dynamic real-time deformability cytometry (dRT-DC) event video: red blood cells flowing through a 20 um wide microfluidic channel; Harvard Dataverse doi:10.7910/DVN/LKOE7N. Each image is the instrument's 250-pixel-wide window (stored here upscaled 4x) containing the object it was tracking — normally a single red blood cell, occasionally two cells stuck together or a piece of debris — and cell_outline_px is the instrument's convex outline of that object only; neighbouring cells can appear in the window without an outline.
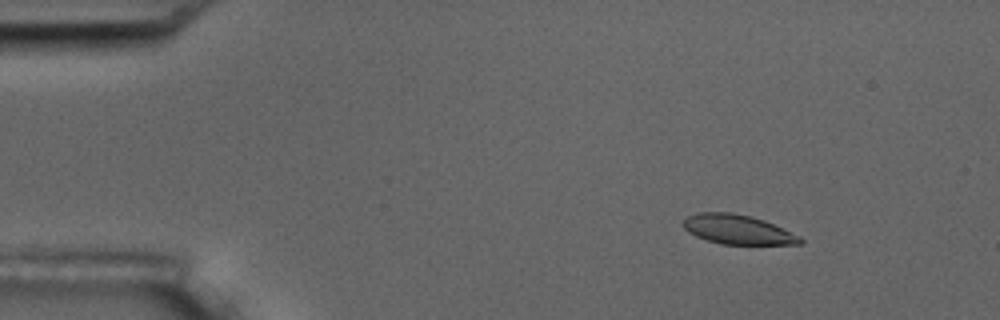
{"species": "common noctule bat (a hibernating species)", "species_latin": "Nyctalus noctula", "temperature_condition": "room temperature", "stored_images_in_passage": 7, "camera_frame_rate_fps": 3000, "um_per_image_px": 0.085, "animal": {"sex": "male", "body_mass_g": 17.5, "forearm_length_mm": 52.3}, "frame": {"image": 1, "passage_image": 3, "time_ms": 2.333, "image_size_px": [1000, 320], "cell_outline_px": [[804, 240], [800, 244], [720, 244], [696, 236], [688, 232], [684, 228], [684, 220], [688, 216], [696, 212], [732, 212], [752, 216], [764, 220], [800, 236]], "centroid_in_image_um": [62.7, 19.5], "position_along_channel_um": 22.3, "area_um2": 20.0}}
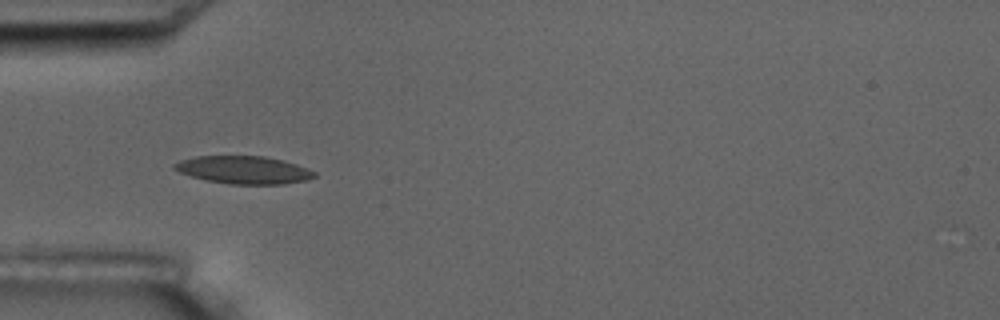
{"frame": {"image": 2, "passage_image": 6, "time_ms": 5.667, "image_size_px": [1000, 320], "cell_outline_px": [[316, 176], [304, 180], [284, 184], [228, 184], [204, 180], [180, 172], [172, 168], [172, 164], [180, 160], [196, 156], [264, 156], [284, 160], [308, 168], [316, 172]], "centroid_in_image_um": [20.7, 14.44], "position_along_channel_um": 64.3, "area_um2": 22.72}}